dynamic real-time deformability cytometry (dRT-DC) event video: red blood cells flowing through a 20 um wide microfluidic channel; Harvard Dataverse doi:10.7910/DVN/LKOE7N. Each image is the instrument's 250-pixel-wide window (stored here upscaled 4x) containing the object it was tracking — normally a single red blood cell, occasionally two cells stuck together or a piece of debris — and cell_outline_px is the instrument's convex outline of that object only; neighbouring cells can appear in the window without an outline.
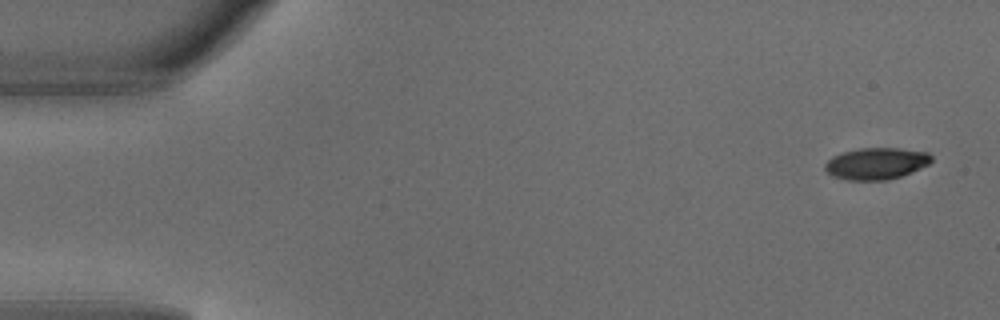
{"species": "common noctule bat (a hibernating species)", "species_latin": "Nyctalus noctula", "temperature_condition": "warm", "stored_images_in_passage": 5, "segment_of_instrument_passage": [1, 2], "camera_frame_rate_fps": 3000, "um_per_image_px": 0.085, "animal": {"sex": "male", "body_mass_g": 18.8}, "frame": {"image": 1, "passage_image": 1, "time_ms": 0.0, "image_size_px": [1000, 320], "cell_outline_px": [[932, 160], [928, 164], [920, 168], [900, 176], [888, 180], [848, 180], [832, 176], [824, 168], [824, 164], [832, 156], [844, 152], [860, 148], [900, 148], [928, 152], [932, 156]], "centroid_in_image_um": [74.47, 13.89], "position_along_channel_um": 10.5, "area_um2": 19.59}}
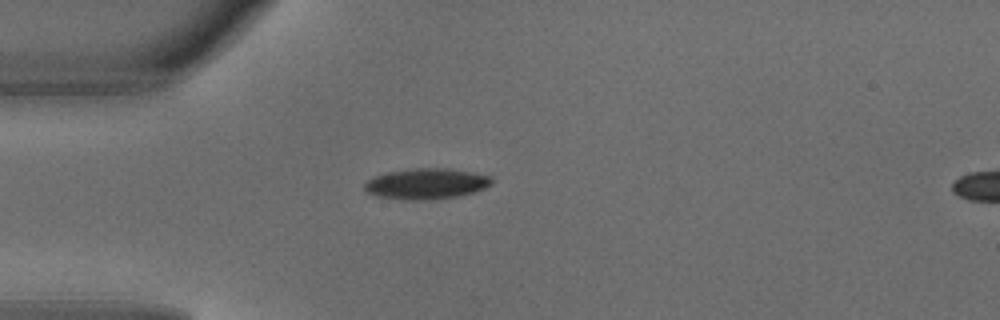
{"frame": {"image": 2, "passage_image": 4, "time_ms": 1.0, "image_size_px": [1000, 320], "cell_outline_px": [[492, 184], [476, 192], [460, 196], [436, 200], [404, 200], [376, 196], [368, 192], [364, 188], [364, 184], [368, 180], [376, 176], [388, 172], [416, 168], [448, 168], [472, 172], [492, 176]], "centroid_in_image_um": [36.28, 15.63], "position_along_channel_um": 48.7, "area_um2": 23.0}}